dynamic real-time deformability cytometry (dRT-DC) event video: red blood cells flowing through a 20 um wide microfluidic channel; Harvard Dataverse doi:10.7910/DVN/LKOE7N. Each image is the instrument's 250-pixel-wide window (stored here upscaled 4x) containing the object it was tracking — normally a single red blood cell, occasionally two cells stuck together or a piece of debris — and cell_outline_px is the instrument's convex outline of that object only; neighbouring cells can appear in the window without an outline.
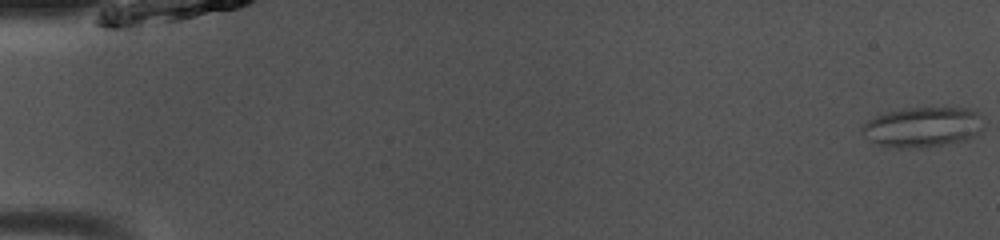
{"species": "common noctule bat (a hibernating species)", "species_latin": "Nyctalus noctula", "temperature_condition": "room temperature", "stored_images_in_passage": 50, "camera_frame_rate_fps": 3000, "um_per_image_px": 0.085, "animal": {"sex": "male", "body_mass_g": 13.0, "forearm_length_mm": 53.1}, "frame": {"image": 1, "passage_image": 1, "time_ms": 0.0, "image_size_px": [1000, 240], "cell_outline_px": [[984, 128], [980, 136], [968, 140], [924, 148], [896, 148], [880, 144], [864, 136], [860, 132], [860, 128], [868, 120], [876, 116], [888, 112], [904, 108], [968, 108], [976, 112]], "centroid_in_image_um": [78.46, 10.82], "position_along_channel_um": 6.5, "area_um2": 28.61}}
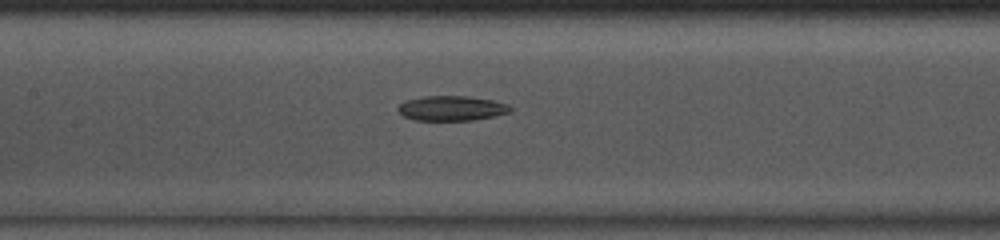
{"frame": {"image": 2, "passage_image": 24, "time_ms": 7.667, "image_size_px": [1000, 240], "cell_outline_px": [[512, 112], [472, 120], [416, 120], [404, 116], [396, 112], [396, 108], [400, 104], [408, 100], [424, 96], [468, 96], [492, 100], [508, 104], [512, 108]], "centroid_in_image_um": [38.38, 9.2], "position_along_channel_um": 169.0, "area_um2": 16.24}}
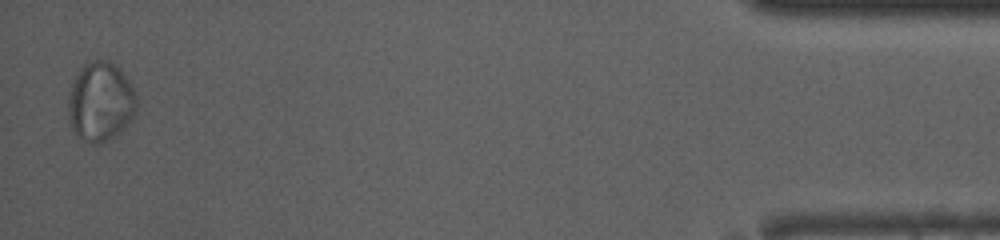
{"frame": {"image": 3, "passage_image": 49, "time_ms": 16.0, "image_size_px": [1000, 240], "cell_outline_px": [[136, 112], [124, 128], [100, 144], [92, 144], [76, 136], [72, 128], [68, 116], [68, 100], [72, 84], [80, 68], [84, 64], [92, 60], [108, 60], [116, 64], [120, 68], [128, 80], [136, 96]], "centroid_in_image_um": [8.53, 8.64], "position_along_channel_um": 426.7, "area_um2": 31.5}, "authors_computed_cell_mechanics": {"area_um2": 21.4149, "velocity_mm_per_s": 4.0431, "shape_relaxation_time_tau1_ms": null, "shape_relaxation_time_tau2_ms": 4.9684, "deformation_change_tau1": null, "deformation_change_tau2": 0.0879}}